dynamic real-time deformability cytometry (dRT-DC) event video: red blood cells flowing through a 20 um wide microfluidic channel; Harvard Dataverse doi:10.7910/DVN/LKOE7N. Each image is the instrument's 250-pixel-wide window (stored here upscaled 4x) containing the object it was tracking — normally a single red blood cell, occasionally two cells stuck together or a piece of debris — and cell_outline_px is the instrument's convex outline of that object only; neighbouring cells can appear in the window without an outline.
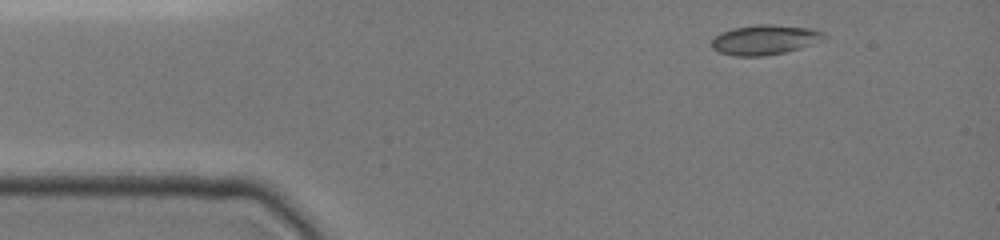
{"species": "common noctule bat (a hibernating species)", "species_latin": "Nyctalus noctula", "temperature_condition": "cold", "stored_images_in_passage": 7, "camera_frame_rate_fps": 3000, "um_per_image_px": 0.085, "animal": {"sex": "female", "body_mass_g": 19.0, "forearm_length_mm": 51.5}, "frame": {"image": 1, "passage_image": 1, "time_ms": 0.0, "image_size_px": [1000, 240], "cell_outline_px": [[828, 36], [824, 40], [800, 48], [784, 52], [764, 56], [736, 56], [720, 52], [712, 48], [712, 40], [720, 32], [732, 28], [756, 24], [772, 24], [812, 28], [824, 32]], "centroid_in_image_um": [65.04, 3.37], "position_along_channel_um": 20.0, "area_um2": 19.71}}
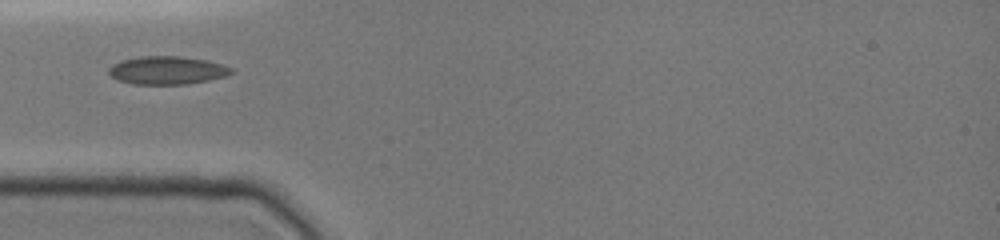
{"frame": {"image": 2, "passage_image": 5, "time_ms": 3.0, "image_size_px": [1000, 240], "cell_outline_px": [[236, 72], [224, 76], [208, 80], [188, 84], [132, 84], [120, 80], [112, 76], [108, 72], [108, 68], [112, 64], [120, 60], [140, 56], [180, 56], [204, 60], [220, 64], [232, 68]], "centroid_in_image_um": [14.18, 5.97], "position_along_channel_um": 70.8, "area_um2": 20.0}}